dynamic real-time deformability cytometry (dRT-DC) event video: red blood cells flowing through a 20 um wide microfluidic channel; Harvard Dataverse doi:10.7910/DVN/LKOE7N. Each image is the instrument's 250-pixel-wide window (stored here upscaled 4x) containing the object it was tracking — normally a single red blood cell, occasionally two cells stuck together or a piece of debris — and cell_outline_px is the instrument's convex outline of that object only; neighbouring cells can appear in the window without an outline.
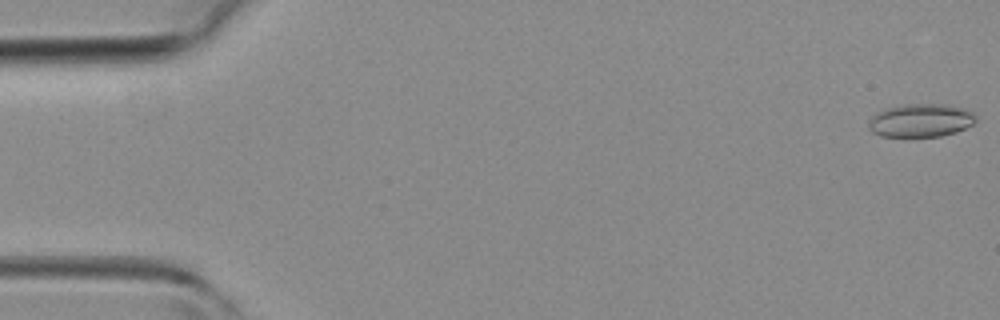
{"species": "common noctule bat (a hibernating species)", "species_latin": "Nyctalus noctula", "temperature_condition": "room temperature", "stored_images_in_passage": 16, "camera_frame_rate_fps": 3000, "um_per_image_px": 0.085, "animal": {"sex": "female", "body_mass_g": 19.3, "forearm_length_mm": 54.1}, "frame": {"image": 1, "passage_image": 1, "time_ms": 0.0, "image_size_px": [1000, 320], "cell_outline_px": [[976, 120], [972, 124], [956, 132], [940, 136], [880, 136], [872, 132], [868, 128], [868, 124], [872, 116], [876, 112], [884, 108], [904, 104], [948, 104], [964, 108], [972, 112], [976, 116]], "centroid_in_image_um": [78.24, 10.22], "position_along_channel_um": 6.8, "area_um2": 20.87}}
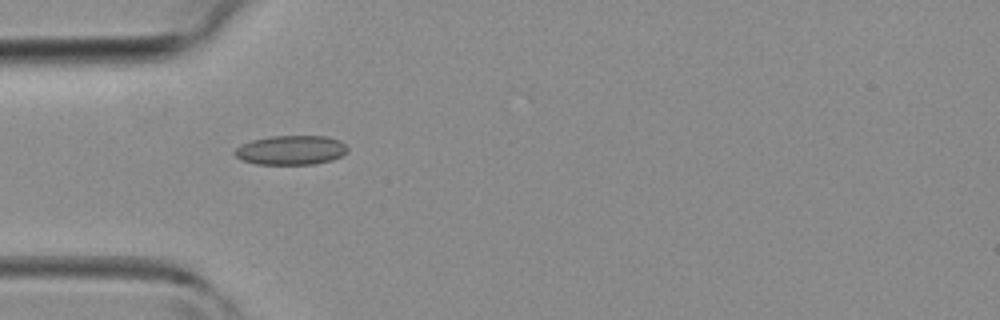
{"frame": {"image": 2, "passage_image": 13, "time_ms": 4.0, "image_size_px": [1000, 320], "cell_outline_px": [[348, 152], [332, 160], [312, 164], [256, 164], [240, 160], [232, 152], [236, 148], [252, 140], [272, 136], [328, 136], [340, 140], [348, 148]], "centroid_in_image_um": [24.74, 12.76], "position_along_channel_um": 60.3, "area_um2": 19.31}}
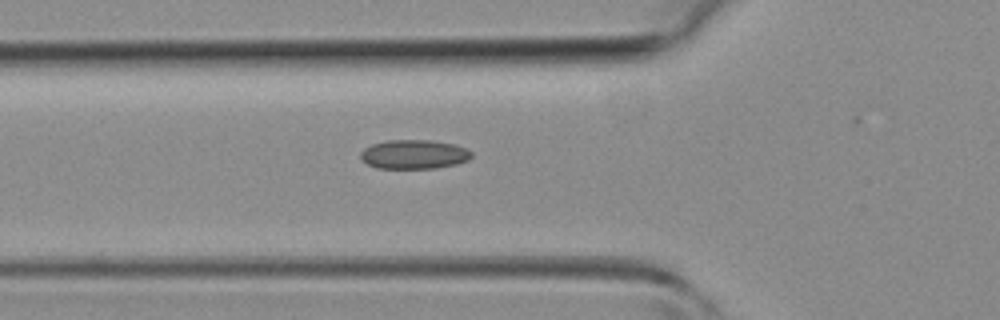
{"frame": {"image": 3, "passage_image": 15, "time_ms": 4.667, "image_size_px": [1000, 320], "cell_outline_px": [[472, 156], [468, 160], [456, 164], [436, 168], [376, 168], [368, 164], [360, 156], [360, 152], [364, 148], [372, 144], [388, 140], [432, 140], [452, 144], [464, 148], [472, 152]], "centroid_in_image_um": [35.18, 13.12], "position_along_channel_um": 90.6, "area_um2": 18.73}}